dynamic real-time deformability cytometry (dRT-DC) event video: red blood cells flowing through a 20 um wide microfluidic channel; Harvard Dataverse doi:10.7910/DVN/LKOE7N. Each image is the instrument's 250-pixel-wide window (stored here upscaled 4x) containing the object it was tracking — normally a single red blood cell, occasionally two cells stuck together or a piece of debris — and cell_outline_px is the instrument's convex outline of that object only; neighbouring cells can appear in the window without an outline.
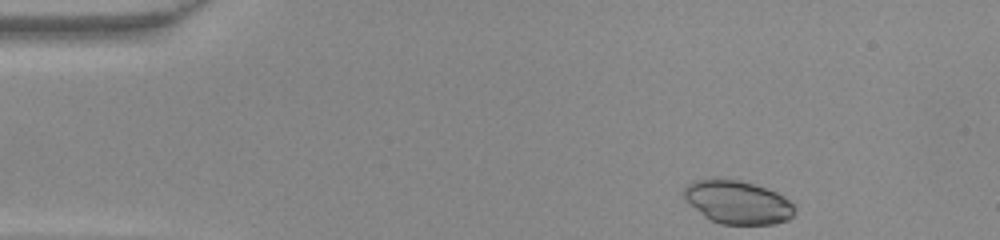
{"species": "common noctule bat (a hibernating species)", "species_latin": "Nyctalus noctula", "temperature_condition": "warm", "stored_images_in_passage": 35, "camera_frame_rate_fps": 3000, "um_per_image_px": 0.085, "animal": {"sex": "female", "body_mass_g": 22.0, "forearm_length_mm": 56.7}, "frame": {"image": 1, "passage_image": 1, "time_ms": 0.0, "image_size_px": [1000, 240], "cell_outline_px": [[796, 208], [792, 216], [788, 220], [772, 224], [720, 224], [704, 216], [684, 200], [684, 188], [692, 180], [740, 180], [776, 192], [784, 196], [796, 204]], "centroid_in_image_um": [62.72, 17.21], "position_along_channel_um": 22.3, "area_um2": 27.74}}
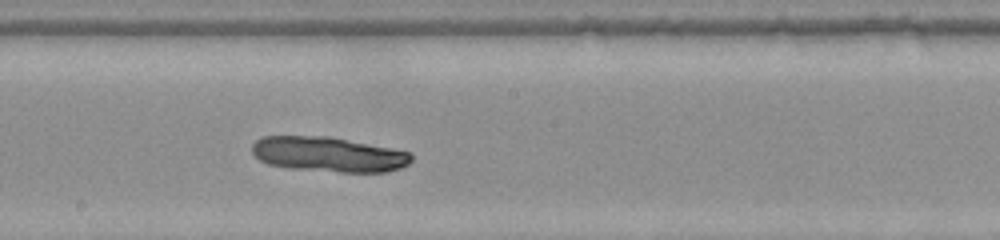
{"frame": {"image": 2, "passage_image": 21, "time_ms": 6.667, "image_size_px": [1000, 240], "cell_outline_px": [[412, 160], [408, 164], [400, 168], [388, 172], [340, 172], [292, 168], [268, 164], [260, 160], [252, 152], [252, 144], [256, 140], [264, 136], [328, 136], [412, 152]], "centroid_in_image_um": [27.94, 13.12], "position_along_channel_um": 220.3, "area_um2": 32.43}}
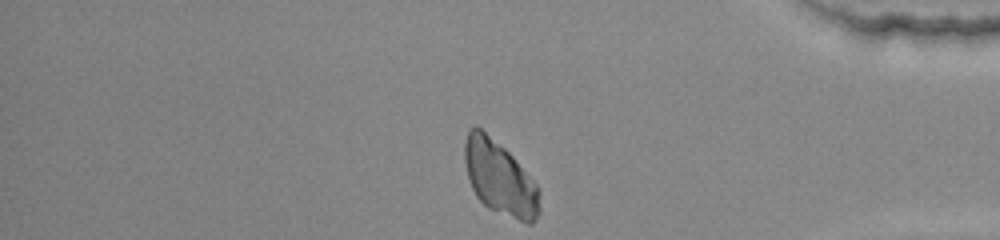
{"frame": {"image": 3, "passage_image": 35, "time_ms": 11.333, "image_size_px": [1000, 240], "cell_outline_px": [[540, 212], [536, 220], [532, 224], [528, 224], [488, 208], [476, 196], [468, 180], [464, 160], [464, 144], [468, 128], [476, 124], [504, 148], [512, 156], [536, 184], [540, 192]], "centroid_in_image_um": [42.47, 15.14], "position_along_channel_um": 392.7, "area_um2": 32.43}}